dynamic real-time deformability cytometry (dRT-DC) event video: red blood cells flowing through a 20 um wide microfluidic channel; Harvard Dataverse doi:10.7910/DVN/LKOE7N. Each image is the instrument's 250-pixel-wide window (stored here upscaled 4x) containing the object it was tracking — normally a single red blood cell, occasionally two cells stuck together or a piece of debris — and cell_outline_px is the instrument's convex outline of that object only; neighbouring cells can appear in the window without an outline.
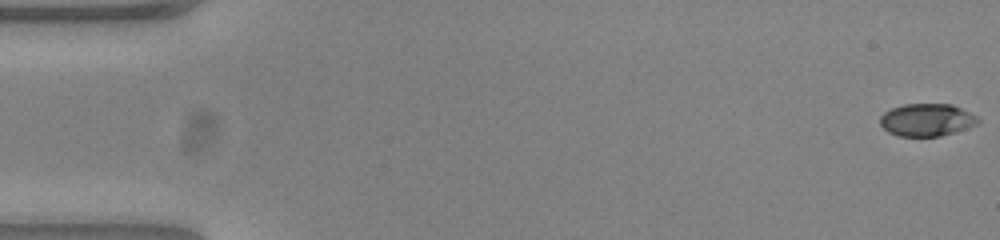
{"species": "common noctule bat (a hibernating species)", "species_latin": "Nyctalus noctula", "temperature_condition": "warm", "stored_images_in_passage": 54, "camera_frame_rate_fps": 3000, "um_per_image_px": 0.085, "animal": {"sex": "female", "body_mass_g": 23.0, "forearm_length_mm": 53.4}, "frame": {"image": 1, "passage_image": 1, "time_ms": 0.0, "image_size_px": [1000, 240], "cell_outline_px": [[980, 120], [976, 124], [968, 128], [956, 132], [940, 136], [900, 136], [888, 132], [880, 124], [880, 116], [884, 112], [892, 108], [904, 104], [952, 104], [976, 116]], "centroid_in_image_um": [78.77, 10.19], "position_along_channel_um": 6.2, "area_um2": 18.5}}
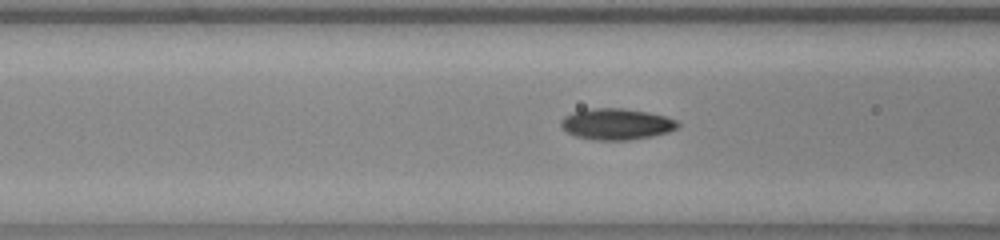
{"frame": {"image": 2, "passage_image": 21, "time_ms": 6.667, "image_size_px": [1000, 240], "cell_outline_px": [[680, 124], [676, 128], [668, 132], [652, 136], [632, 140], [592, 140], [576, 136], [560, 128], [560, 120], [564, 116], [572, 112], [592, 108], [624, 108], [648, 112], [664, 116], [676, 120]], "centroid_in_image_um": [52.37, 10.55], "position_along_channel_um": 114.2, "area_um2": 21.39}}
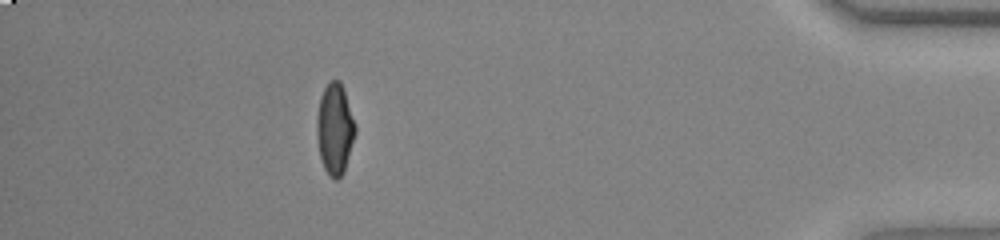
{"frame": {"image": 3, "passage_image": 48, "time_ms": 15.667, "image_size_px": [1000, 240], "cell_outline_px": [[356, 132], [344, 172], [336, 180], [328, 176], [320, 160], [316, 132], [316, 120], [320, 96], [324, 88], [332, 80], [340, 80], [344, 88], [356, 124]], "centroid_in_image_um": [28.46, 10.96], "position_along_channel_um": 406.7, "area_um2": 20.69}, "authors_computed_cell_mechanics": {"area_um2": 19.9699, "velocity_mm_per_s": 3.8676, "shape_relaxation_time_tau1_ms": 8.4658, "shape_relaxation_time_tau2_ms": 1.1782, "deformation_change_tau1": 0.2747, "deformation_change_tau2": 0.0532}}